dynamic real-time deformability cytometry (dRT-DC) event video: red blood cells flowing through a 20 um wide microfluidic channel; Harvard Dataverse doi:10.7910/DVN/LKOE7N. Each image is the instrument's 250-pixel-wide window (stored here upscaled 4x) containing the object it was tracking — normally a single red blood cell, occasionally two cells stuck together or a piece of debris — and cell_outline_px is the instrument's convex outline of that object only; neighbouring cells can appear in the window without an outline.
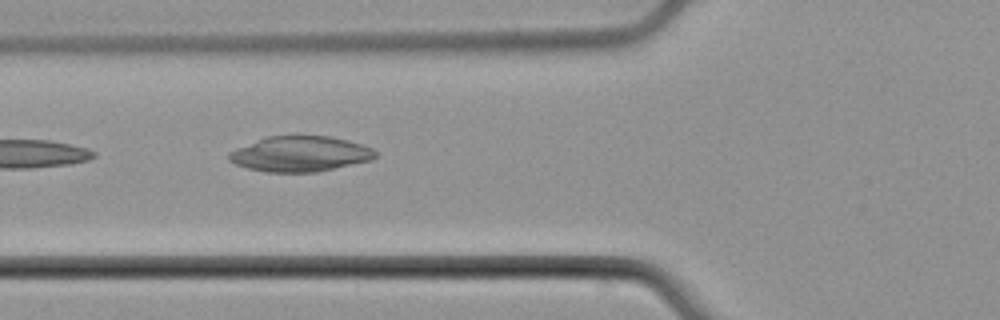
{"species": "common noctule bat (a hibernating species)", "species_latin": "Nyctalus noctula", "temperature_condition": "cold", "stored_images_in_passage": 5, "camera_frame_rate_fps": 3000, "um_per_image_px": 0.085, "animal": {"sex": "male", "body_mass_g": 21.5, "forearm_length_mm": 52.0}, "frame": {"image": 1, "passage_image": 5, "time_ms": 4.667, "image_size_px": [1000, 320], "cell_outline_px": [[376, 156], [372, 160], [316, 172], [264, 172], [248, 168], [236, 164], [228, 160], [228, 152], [236, 148], [268, 136], [296, 132], [332, 136], [348, 140], [372, 148], [376, 152]], "centroid_in_image_um": [25.5, 13.04], "position_along_channel_um": 100.3, "area_um2": 31.04}}